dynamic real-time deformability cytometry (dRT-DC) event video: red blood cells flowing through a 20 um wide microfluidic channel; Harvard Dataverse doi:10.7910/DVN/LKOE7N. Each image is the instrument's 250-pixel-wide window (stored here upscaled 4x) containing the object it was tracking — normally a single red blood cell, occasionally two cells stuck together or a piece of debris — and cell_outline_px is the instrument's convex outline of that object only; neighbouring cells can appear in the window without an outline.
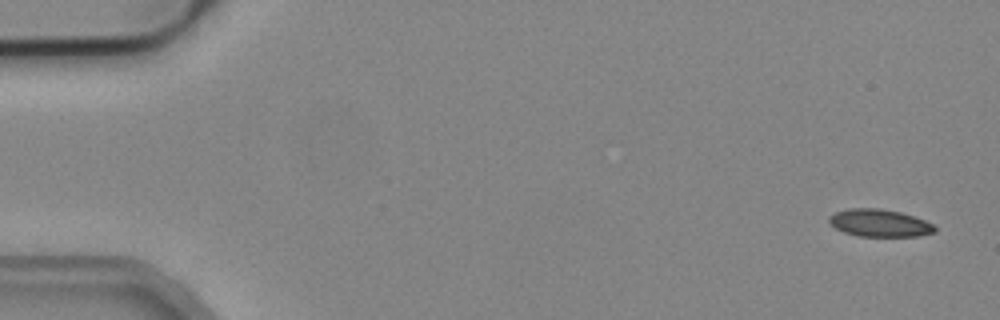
{"species": "common noctule bat (a hibernating species)", "species_latin": "Nyctalus noctula", "temperature_condition": "cold", "stored_images_in_passage": 4, "camera_frame_rate_fps": 3000, "um_per_image_px": 0.085, "animal": {"sex": "male", "body_mass_g": 19.2, "forearm_length_mm": 51.8}, "frame": {"image": 1, "passage_image": 1, "time_ms": 0.0, "image_size_px": [1000, 320], "cell_outline_px": [[936, 232], [920, 236], [856, 236], [844, 232], [836, 228], [828, 220], [828, 216], [836, 212], [848, 208], [880, 208], [900, 212], [924, 220], [932, 224], [936, 228]], "centroid_in_image_um": [74.75, 18.96], "position_along_channel_um": 10.2, "area_um2": 16.88}}
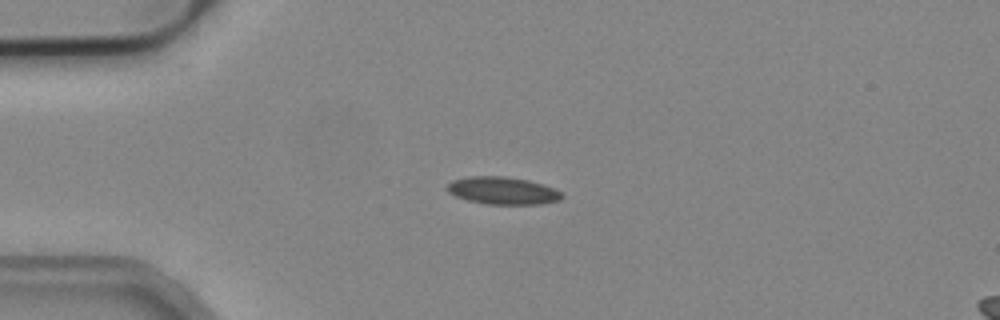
{"frame": {"image": 2, "passage_image": 4, "time_ms": 1.0, "image_size_px": [1000, 320], "cell_outline_px": [[564, 196], [560, 200], [540, 204], [488, 204], [468, 200], [456, 196], [448, 192], [448, 184], [452, 180], [468, 176], [504, 176], [528, 180], [544, 184], [560, 192]], "centroid_in_image_um": [42.73, 16.2], "position_along_channel_um": 42.3, "area_um2": 18.26}}